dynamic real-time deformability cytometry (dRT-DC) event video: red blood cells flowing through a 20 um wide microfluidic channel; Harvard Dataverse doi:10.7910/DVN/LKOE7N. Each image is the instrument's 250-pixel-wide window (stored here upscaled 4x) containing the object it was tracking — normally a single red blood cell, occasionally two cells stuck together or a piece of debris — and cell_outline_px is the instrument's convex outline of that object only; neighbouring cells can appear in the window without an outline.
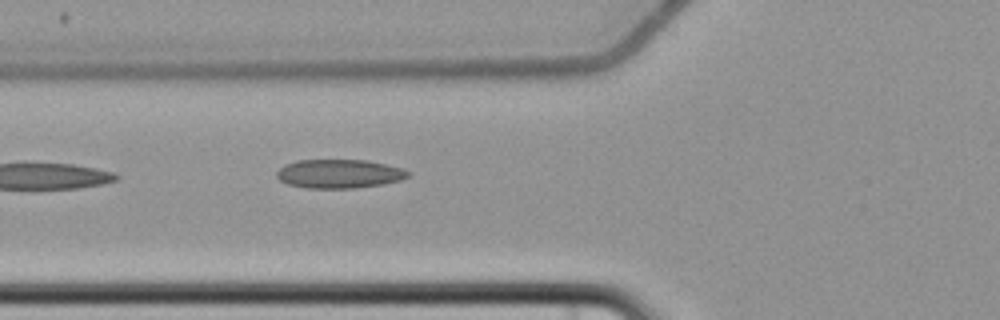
{"species": "common noctule bat (a hibernating species)", "species_latin": "Nyctalus noctula", "temperature_condition": "cold", "stored_images_in_passage": 2, "camera_frame_rate_fps": 3000, "um_per_image_px": 0.085, "animal": {"sex": "female", "body_mass_g": 22.7, "forearm_length_mm": 54.2}, "frame": {"image": 1, "passage_image": 2, "time_ms": 1.333, "image_size_px": [1000, 320], "cell_outline_px": [[412, 172], [408, 176], [400, 180], [384, 184], [356, 188], [304, 188], [288, 184], [280, 180], [276, 176], [276, 172], [284, 164], [296, 160], [368, 160], [404, 168]], "centroid_in_image_um": [28.85, 14.77], "position_along_channel_um": 97.0, "area_um2": 22.31}}